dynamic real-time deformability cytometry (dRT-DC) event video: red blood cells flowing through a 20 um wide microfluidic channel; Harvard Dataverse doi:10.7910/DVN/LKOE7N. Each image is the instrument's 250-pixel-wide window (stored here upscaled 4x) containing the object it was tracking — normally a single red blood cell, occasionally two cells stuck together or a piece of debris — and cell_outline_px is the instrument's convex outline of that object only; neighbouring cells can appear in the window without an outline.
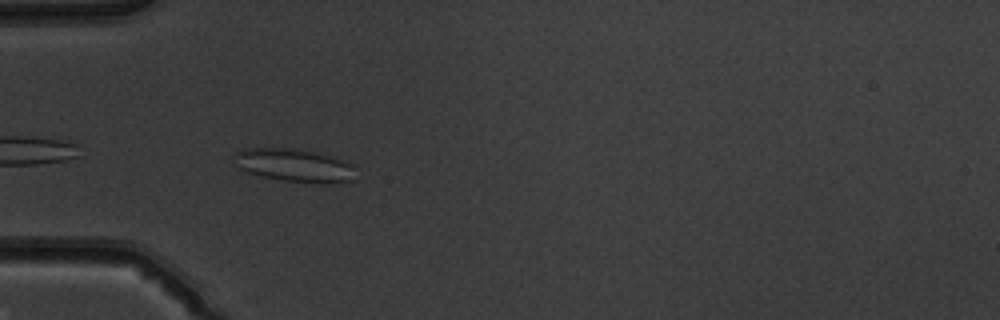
{"species": "common noctule bat (a hibernating species)", "species_latin": "Nyctalus noctula", "temperature_condition": "warm", "stored_images_in_passage": 36, "camera_frame_rate_fps": 3000, "um_per_image_px": 0.085, "animal": {"sex": "male", "body_mass_g": 19.5, "forearm_length_mm": 54.6}, "frame": {"image": 1, "passage_image": 2, "time_ms": 0.333, "image_size_px": [1000, 320], "cell_outline_px": [[356, 180], [332, 184], [324, 184], [284, 180], [260, 176], [248, 172], [232, 164], [232, 156], [236, 152], [244, 148], [292, 148], [336, 156], [352, 164]], "centroid_in_image_um": [25.02, 14.05], "position_along_channel_um": 60.0, "area_um2": 23.93}}
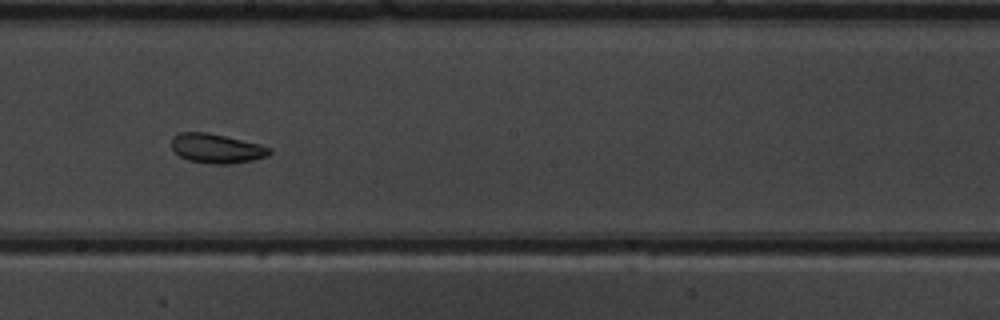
{"frame": {"image": 2, "passage_image": 15, "time_ms": 4.667, "image_size_px": [1000, 320], "cell_outline_px": [[272, 152], [268, 156], [252, 160], [228, 164], [212, 164], [188, 160], [180, 156], [172, 148], [172, 136], [180, 132], [208, 132], [260, 144], [272, 148]], "centroid_in_image_um": [18.42, 12.61], "position_along_channel_um": 229.8, "area_um2": 16.82}}
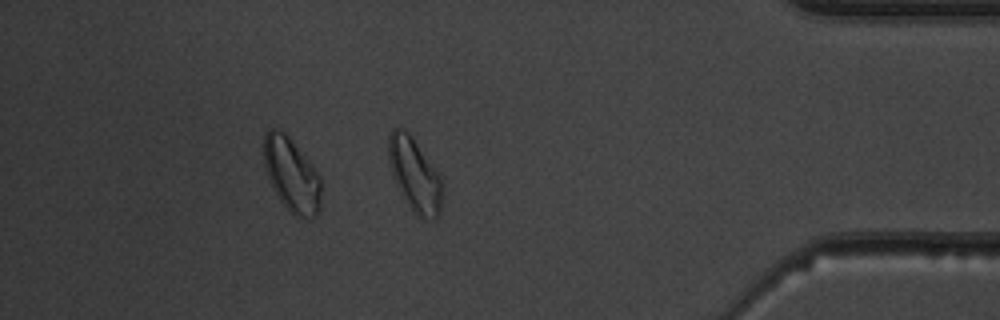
{"frame": {"image": 3, "passage_image": 30, "time_ms": 9.667, "image_size_px": [1000, 320], "cell_outline_px": [[444, 188], [440, 216], [436, 220], [432, 220], [416, 216], [412, 212], [404, 200], [392, 176], [388, 160], [388, 136], [392, 128], [404, 128], [412, 136], [440, 176], [444, 184]], "centroid_in_image_um": [35.26, 14.91], "position_along_channel_um": 399.9, "area_um2": 23.64}, "authors_computed_cell_mechanics": {"area_um2": 17.629, "velocity_mm_per_s": 4.0385, "shape_relaxation_time_tau1_ms": null, "shape_relaxation_time_tau2_ms": 2.5682, "deformation_change_tau1": null, "deformation_change_tau2": 0.0631}}